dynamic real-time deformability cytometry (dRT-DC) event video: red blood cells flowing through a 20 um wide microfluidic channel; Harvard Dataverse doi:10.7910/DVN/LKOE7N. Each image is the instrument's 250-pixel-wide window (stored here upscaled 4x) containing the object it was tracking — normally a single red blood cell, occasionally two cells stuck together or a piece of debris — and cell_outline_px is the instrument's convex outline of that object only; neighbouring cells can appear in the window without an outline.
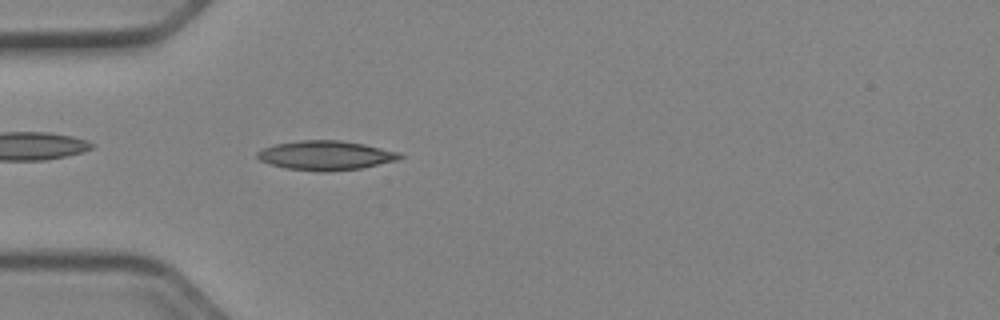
{"species": "Egyptian fruit bat (a non-hibernating species)", "species_latin": "Rousettus aegyptiacus", "temperature_condition": "cold", "stored_images_in_passage": 37, "camera_frame_rate_fps": 3000, "um_per_image_px": 0.085, "animal": {"sex": "female"}, "frame": {"image": 1, "passage_image": 6, "time_ms": 1.667, "image_size_px": [1000, 320], "cell_outline_px": [[404, 156], [396, 160], [364, 168], [324, 172], [316, 172], [284, 168], [260, 160], [256, 156], [256, 152], [264, 148], [276, 144], [300, 140], [340, 140], [364, 144], [400, 152]], "centroid_in_image_um": [27.7, 13.22], "position_along_channel_um": 57.3, "area_um2": 24.45}}
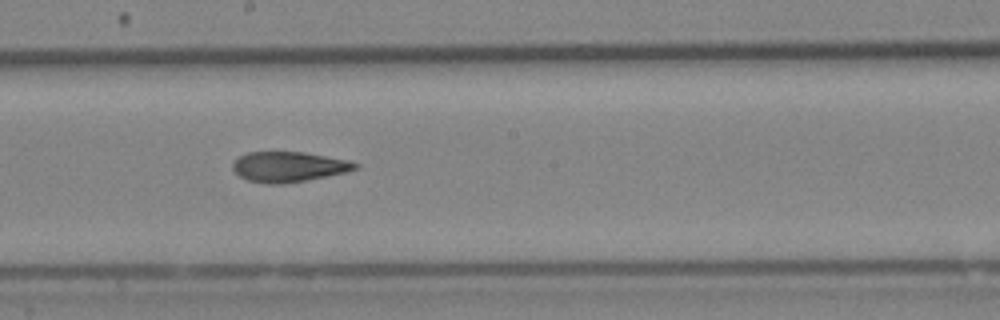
{"frame": {"image": 2, "passage_image": 19, "time_ms": 6.0, "image_size_px": [1000, 320], "cell_outline_px": [[360, 168], [348, 172], [284, 184], [268, 184], [248, 180], [240, 176], [232, 168], [232, 164], [240, 156], [248, 152], [304, 152], [348, 160], [360, 164]], "centroid_in_image_um": [24.58, 14.18], "position_along_channel_um": 223.6, "area_um2": 21.56}}
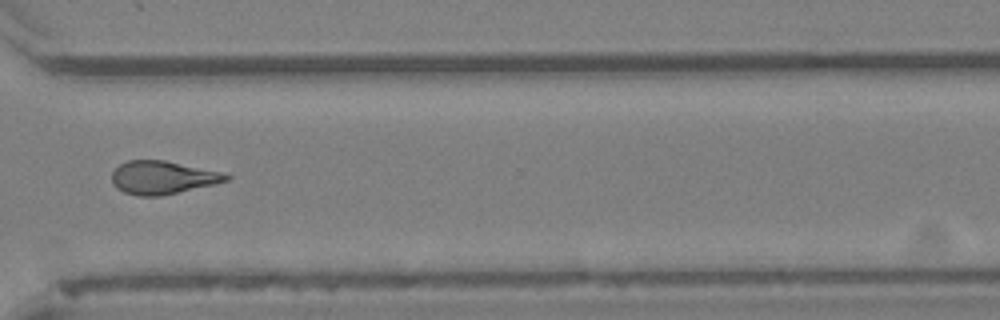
{"frame": {"image": 3, "passage_image": 29, "time_ms": 9.333, "image_size_px": [1000, 320], "cell_outline_px": [[232, 176], [228, 180], [216, 184], [160, 196], [140, 196], [124, 192], [116, 188], [112, 184], [112, 172], [120, 164], [128, 160], [164, 160], [220, 172]], "centroid_in_image_um": [13.8, 15.09], "position_along_channel_um": 356.8, "area_um2": 21.96}, "authors_computed_cell_mechanics": {"area_um2": 21.964, "velocity_mm_per_s": 3.9744, "shape_relaxation_time_tau1_ms": 8.5659, "shape_relaxation_time_tau2_ms": 4.2684, "deformation_change_tau1": 0.1812, "deformation_change_tau2": 0.1258}}